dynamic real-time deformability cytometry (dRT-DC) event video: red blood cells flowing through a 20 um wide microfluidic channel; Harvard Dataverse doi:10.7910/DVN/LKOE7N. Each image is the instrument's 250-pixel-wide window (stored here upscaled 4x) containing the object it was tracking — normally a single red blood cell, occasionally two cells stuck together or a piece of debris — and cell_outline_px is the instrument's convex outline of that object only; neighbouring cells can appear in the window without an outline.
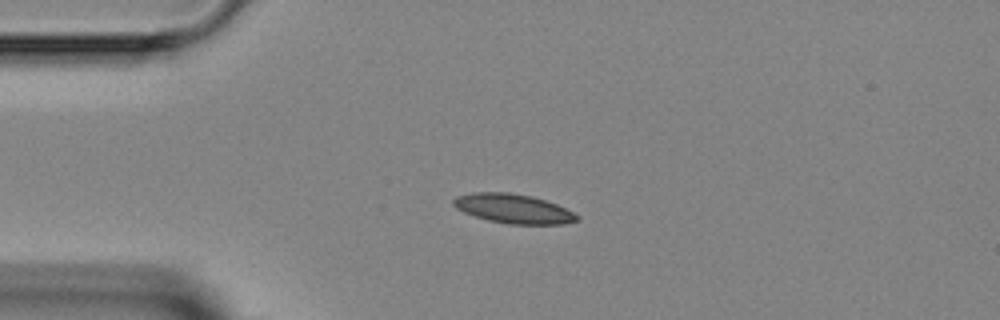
{"species": "Egyptian fruit bat (a non-hibernating species)", "species_latin": "Rousettus aegyptiacus", "temperature_condition": "room temperature", "stored_images_in_passage": 2, "camera_frame_rate_fps": 3000, "um_per_image_px": 0.085, "animal": {"sex": "female"}, "frame": {"image": 1, "passage_image": 1, "time_ms": 0.0, "image_size_px": [1000, 320], "cell_outline_px": [[580, 220], [560, 224], [508, 224], [488, 220], [464, 212], [456, 208], [452, 204], [452, 200], [456, 196], [472, 192], [508, 192], [532, 196], [556, 204], [580, 216]], "centroid_in_image_um": [43.61, 17.73], "position_along_channel_um": 41.4, "area_um2": 21.04}}
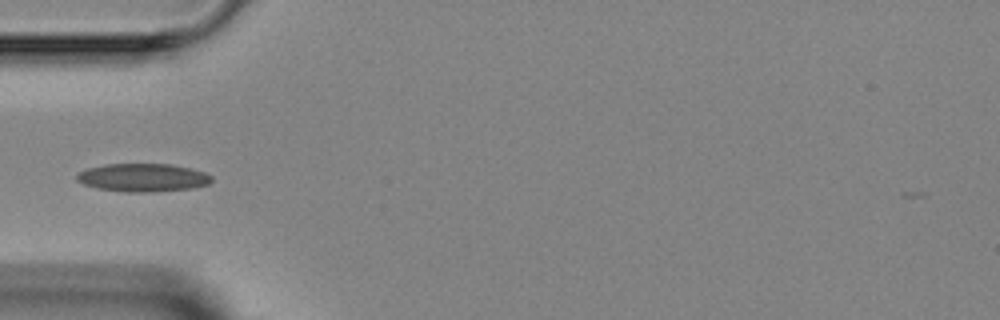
{"frame": {"image": 2, "passage_image": 2, "time_ms": 1.333, "image_size_px": [1000, 320], "cell_outline_px": [[212, 180], [208, 184], [192, 188], [152, 192], [124, 192], [96, 188], [84, 184], [76, 180], [76, 176], [80, 172], [88, 168], [104, 164], [172, 164], [192, 168], [204, 172], [212, 176]], "centroid_in_image_um": [12.15, 15.09], "position_along_channel_um": 72.8, "area_um2": 22.2}}